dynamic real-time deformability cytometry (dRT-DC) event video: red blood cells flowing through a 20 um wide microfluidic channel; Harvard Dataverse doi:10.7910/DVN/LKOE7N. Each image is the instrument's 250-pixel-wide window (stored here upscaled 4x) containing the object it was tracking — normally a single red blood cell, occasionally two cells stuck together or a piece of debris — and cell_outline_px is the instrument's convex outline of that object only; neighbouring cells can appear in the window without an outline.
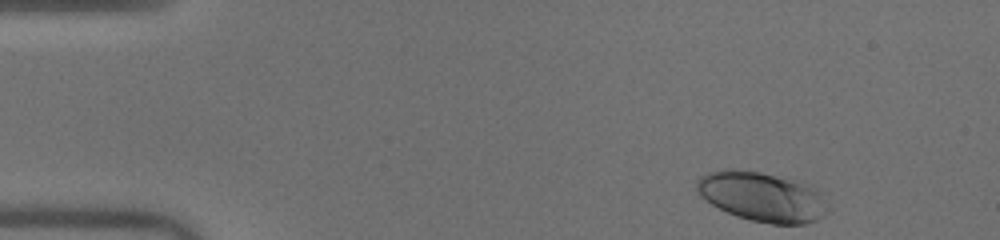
{"species": "human", "species_latin": "Homo sapiens", "temperature_condition": "warm", "stored_images_in_passage": 1, "camera_frame_rate_fps": 3000, "um_per_image_px": 0.085, "donor": {"sex": "male"}, "frame": {"image": 1, "passage_image": 1, "time_ms": 0.0, "image_size_px": [1000, 240], "cell_outline_px": [[828, 212], [824, 216], [816, 220], [804, 224], [772, 224], [752, 220], [736, 216], [712, 204], [700, 196], [696, 188], [696, 180], [700, 176], [708, 172], [724, 168], [732, 168], [760, 172], [776, 176], [808, 188], [816, 192], [820, 196], [828, 208]], "centroid_in_image_um": [64.67, 16.73], "position_along_channel_um": 20.3, "area_um2": 36.99}}